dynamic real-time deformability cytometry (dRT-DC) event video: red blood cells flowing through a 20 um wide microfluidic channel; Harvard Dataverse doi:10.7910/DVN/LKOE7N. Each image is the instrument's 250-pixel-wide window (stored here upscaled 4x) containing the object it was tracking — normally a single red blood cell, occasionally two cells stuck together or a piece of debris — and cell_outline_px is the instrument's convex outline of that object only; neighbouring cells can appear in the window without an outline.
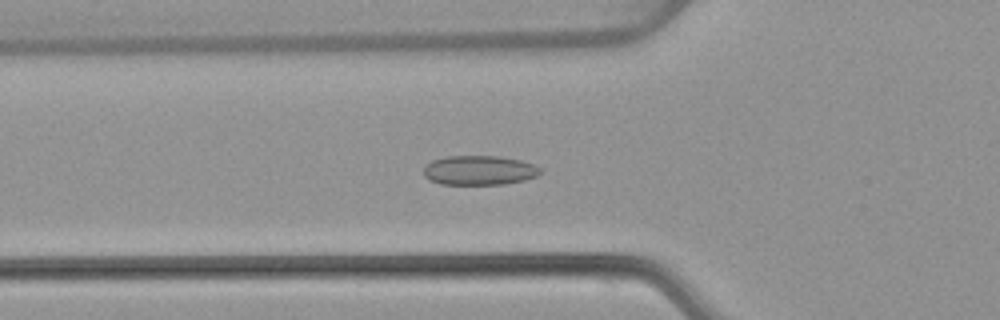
{"species": "common noctule bat (a hibernating species)", "species_latin": "Nyctalus noctula", "temperature_condition": "warm", "stored_images_in_passage": 54, "camera_frame_rate_fps": 3000, "um_per_image_px": 0.085, "animal": {"sex": "female", "body_mass_g": 22.7, "forearm_length_mm": 54.2}, "frame": {"image": 1, "passage_image": 19, "time_ms": 6.0, "image_size_px": [1000, 320], "cell_outline_px": [[544, 172], [536, 176], [524, 180], [504, 184], [440, 184], [424, 176], [424, 168], [432, 160], [448, 156], [500, 156], [520, 160], [532, 164], [540, 168]], "centroid_in_image_um": [40.76, 14.47], "position_along_channel_um": 85.0, "area_um2": 19.94}}
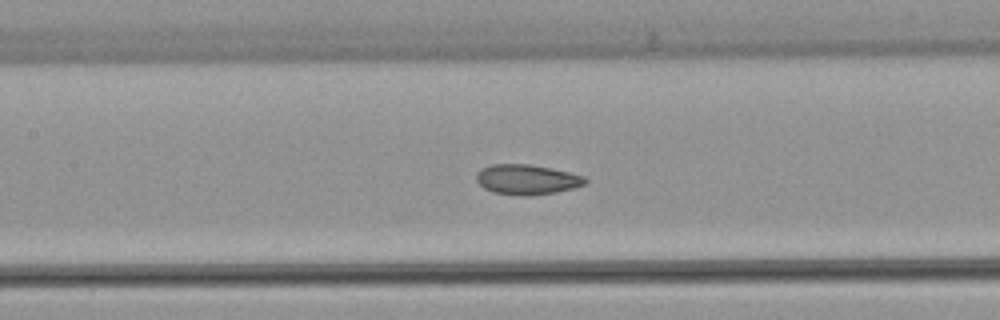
{"frame": {"image": 2, "passage_image": 25, "time_ms": 8.0, "image_size_px": [1000, 320], "cell_outline_px": [[588, 180], [584, 184], [572, 188], [556, 192], [528, 196], [520, 196], [496, 192], [484, 188], [476, 180], [476, 176], [480, 168], [492, 164], [532, 164], [552, 168], [584, 176]], "centroid_in_image_um": [44.78, 15.25], "position_along_channel_um": 162.6, "area_um2": 19.02}}
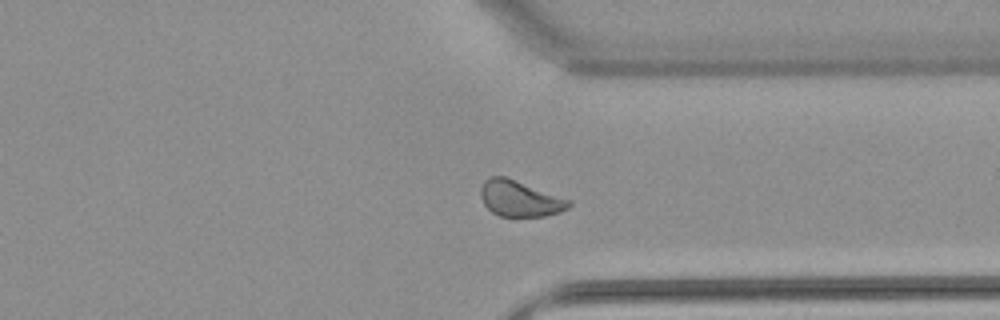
{"frame": {"image": 3, "passage_image": 41, "time_ms": 13.333, "image_size_px": [1000, 320], "cell_outline_px": [[572, 204], [568, 208], [560, 212], [544, 216], [500, 216], [492, 212], [484, 204], [480, 196], [480, 188], [484, 180], [492, 176], [504, 176], [572, 200]], "centroid_in_image_um": [44.19, 16.88], "position_along_channel_um": 367.2, "area_um2": 18.44}, "authors_computed_cell_mechanics": {"area_um2": 19.363, "velocity_mm_per_s": 3.8517, "shape_relaxation_time_tau1_ms": 6.4828, "shape_relaxation_time_tau2_ms": 1.2322, "deformation_change_tau1": 0.1059, "deformation_change_tau2": 0.0694}}